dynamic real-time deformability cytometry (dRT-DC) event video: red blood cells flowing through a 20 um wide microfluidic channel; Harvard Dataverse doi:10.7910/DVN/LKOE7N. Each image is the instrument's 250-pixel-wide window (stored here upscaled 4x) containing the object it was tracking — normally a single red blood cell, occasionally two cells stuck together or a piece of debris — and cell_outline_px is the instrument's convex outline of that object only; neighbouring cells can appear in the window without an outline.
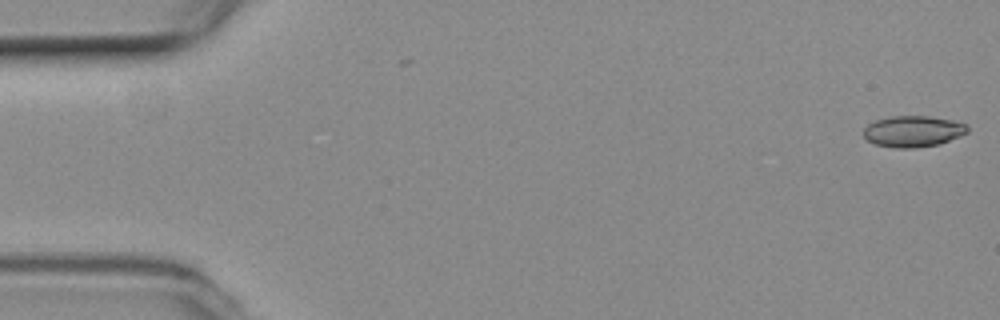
{"species": "common noctule bat (a hibernating species)", "species_latin": "Nyctalus noctula", "temperature_condition": "room temperature", "stored_images_in_passage": 33, "camera_frame_rate_fps": 3000, "um_per_image_px": 0.085, "animal": {"sex": "female", "body_mass_g": 19.3, "forearm_length_mm": 54.1}, "frame": {"image": 1, "passage_image": 1, "time_ms": 0.0, "image_size_px": [1000, 320], "cell_outline_px": [[968, 132], [960, 136], [940, 144], [916, 148], [896, 148], [876, 144], [868, 140], [864, 136], [864, 128], [868, 124], [876, 120], [892, 116], [928, 116], [952, 120], [968, 124]], "centroid_in_image_um": [77.64, 11.16], "position_along_channel_um": 7.4, "area_um2": 18.9}}
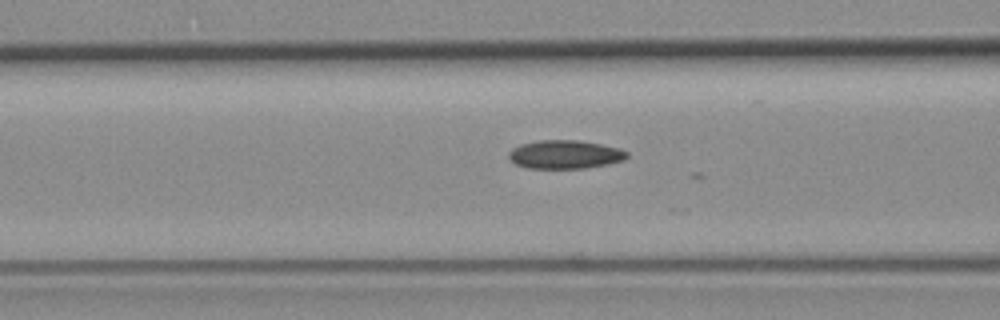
{"frame": {"image": 2, "passage_image": 21, "time_ms": 6.667, "image_size_px": [1000, 320], "cell_outline_px": [[628, 156], [624, 160], [608, 164], [584, 168], [528, 168], [516, 164], [508, 156], [508, 152], [512, 148], [520, 144], [540, 140], [580, 140], [620, 148], [628, 152]], "centroid_in_image_um": [48.03, 13.12], "position_along_channel_um": 118.6, "area_um2": 19.65}}
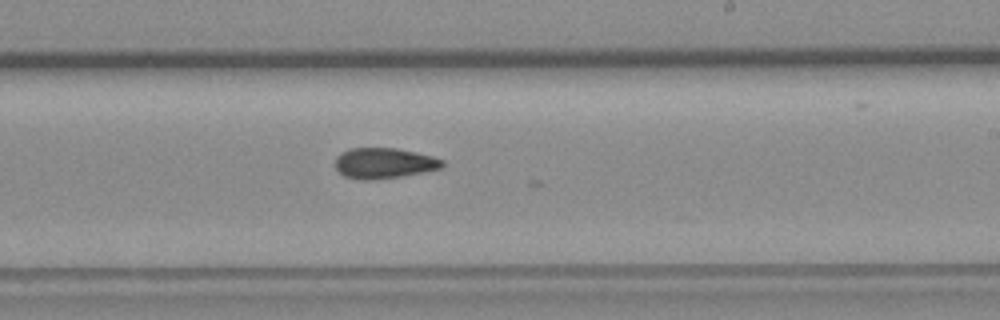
{"frame": {"image": 3, "passage_image": 32, "time_ms": 10.333, "image_size_px": [1000, 320], "cell_outline_px": [[444, 164], [440, 168], [400, 176], [368, 180], [364, 180], [344, 176], [336, 168], [336, 156], [340, 152], [352, 148], [396, 148], [416, 152], [432, 156], [444, 160]], "centroid_in_image_um": [32.62, 13.85], "position_along_channel_um": 256.4, "area_um2": 18.84}}